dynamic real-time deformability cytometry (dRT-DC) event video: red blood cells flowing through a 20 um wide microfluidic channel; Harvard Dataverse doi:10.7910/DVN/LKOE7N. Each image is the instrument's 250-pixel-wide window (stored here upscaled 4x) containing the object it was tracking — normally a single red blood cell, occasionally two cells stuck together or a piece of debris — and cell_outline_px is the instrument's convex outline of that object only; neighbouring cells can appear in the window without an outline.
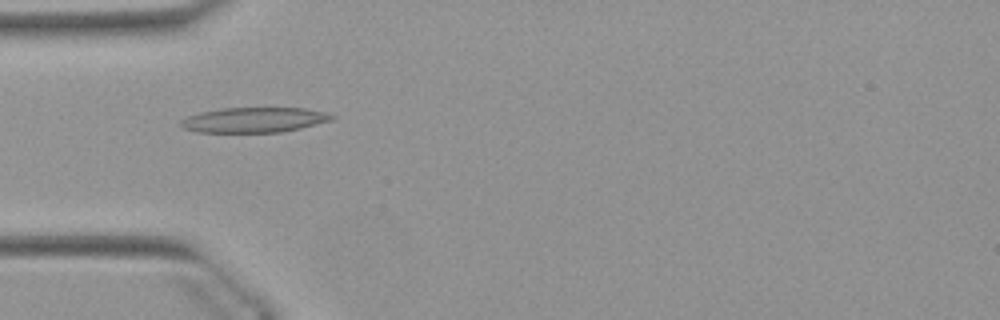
{"species": "Egyptian fruit bat (a non-hibernating species)", "species_latin": "Rousettus aegyptiacus", "temperature_condition": "warm", "stored_images_in_passage": 19, "camera_frame_rate_fps": 3000, "um_per_image_px": 0.085, "animal": {"sex": "female"}, "frame": {"image": 1, "passage_image": 16, "time_ms": 5.0, "image_size_px": [1000, 320], "cell_outline_px": [[336, 116], [332, 120], [300, 128], [280, 132], [196, 132], [184, 128], [180, 124], [180, 120], [188, 116], [200, 112], [220, 108], [304, 108], [328, 112]], "centroid_in_image_um": [21.61, 10.18], "position_along_channel_um": 63.4, "area_um2": 22.08}}